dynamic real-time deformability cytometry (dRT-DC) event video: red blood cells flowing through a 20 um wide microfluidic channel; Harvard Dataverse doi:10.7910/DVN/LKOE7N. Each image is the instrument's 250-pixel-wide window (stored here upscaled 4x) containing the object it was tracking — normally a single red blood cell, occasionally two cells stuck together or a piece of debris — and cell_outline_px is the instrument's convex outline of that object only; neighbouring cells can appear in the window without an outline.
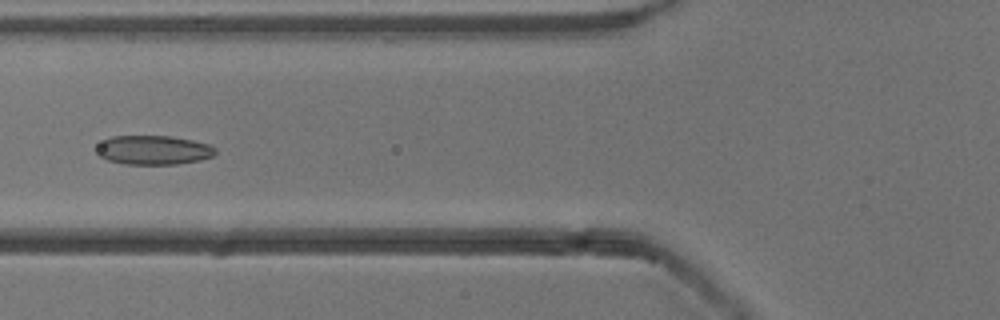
{"species": "common noctule bat (a hibernating species)", "species_latin": "Nyctalus noctula", "temperature_condition": "cold", "stored_images_in_passage": 54, "camera_frame_rate_fps": 3000, "um_per_image_px": 0.085, "animal": {"sex": "male", "body_mass_g": 13.3}, "frame": {"image": 1, "passage_image": 21, "time_ms": 6.667, "image_size_px": [1000, 320], "cell_outline_px": [[216, 152], [212, 156], [200, 160], [176, 164], [124, 164], [108, 160], [100, 156], [96, 152], [96, 148], [104, 140], [112, 136], [168, 136], [192, 140], [208, 144], [216, 148]], "centroid_in_image_um": [13.04, 12.75], "position_along_channel_um": 112.8, "area_um2": 20.06}}
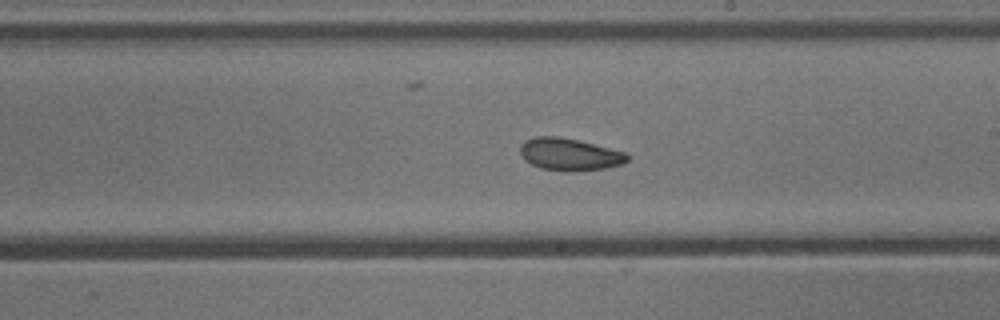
{"frame": {"image": 2, "passage_image": 31, "time_ms": 10.0, "image_size_px": [1000, 320], "cell_outline_px": [[628, 160], [624, 164], [604, 168], [540, 168], [524, 160], [520, 152], [520, 144], [524, 140], [536, 136], [556, 136], [576, 140], [628, 152]], "centroid_in_image_um": [48.4, 13.06], "position_along_channel_um": 240.6, "area_um2": 19.31}}
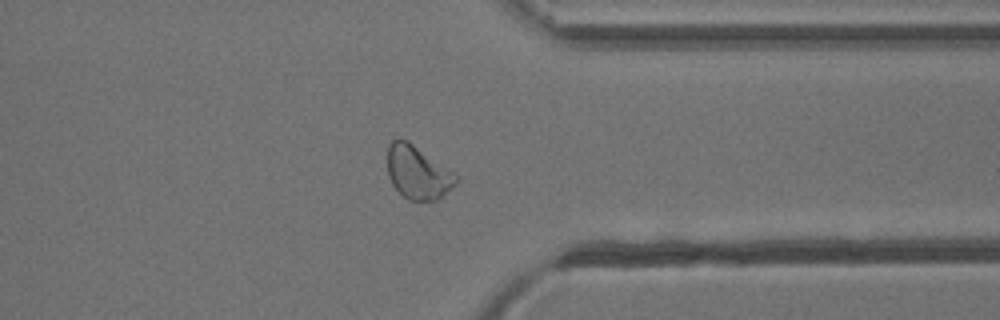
{"frame": {"image": 3, "passage_image": 42, "time_ms": 13.667, "image_size_px": [1000, 320], "cell_outline_px": [[460, 180], [452, 188], [436, 200], [408, 200], [392, 184], [388, 176], [388, 144], [392, 140], [408, 140], [456, 172], [460, 176]], "centroid_in_image_um": [35.56, 14.64], "position_along_channel_um": 375.8, "area_um2": 21.5}, "authors_computed_cell_mechanics": {"area_um2": 21.7617, "velocity_mm_per_s": 3.8245, "shape_relaxation_time_tau1_ms": 6.3234, "shape_relaxation_time_tau2_ms": 2.2558, "deformation_change_tau1": 0.1195, "deformation_change_tau2": 0.0816}}